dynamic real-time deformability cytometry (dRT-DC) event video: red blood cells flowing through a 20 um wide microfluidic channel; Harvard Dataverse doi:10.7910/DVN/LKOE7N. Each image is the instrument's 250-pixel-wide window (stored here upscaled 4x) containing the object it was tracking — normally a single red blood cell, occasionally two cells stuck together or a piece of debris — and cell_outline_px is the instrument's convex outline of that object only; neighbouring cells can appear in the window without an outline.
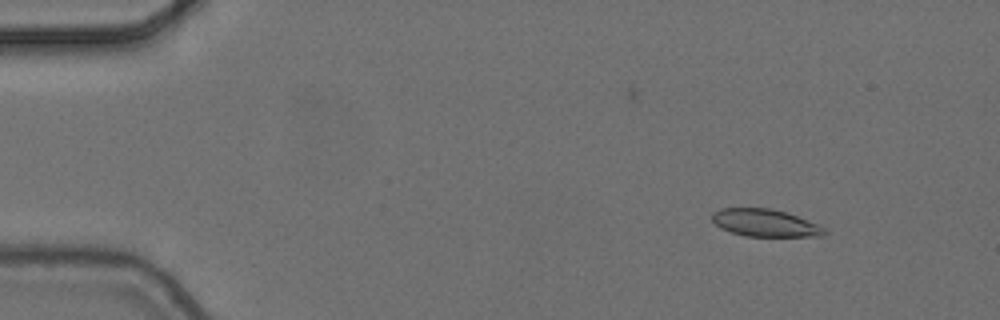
{"species": "common noctule bat (a hibernating species)", "species_latin": "Nyctalus noctula", "temperature_condition": "cold", "stored_images_in_passage": 5, "camera_frame_rate_fps": 3000, "um_per_image_px": 0.085, "animal": {"sex": "female", "body_mass_g": 24.6, "forearm_length_mm": 56.2}, "frame": {"image": 1, "passage_image": 1, "time_ms": 0.0, "image_size_px": [1000, 320], "cell_outline_px": [[828, 232], [824, 236], [744, 236], [720, 228], [712, 220], [712, 212], [720, 208], [772, 208], [820, 224]], "centroid_in_image_um": [65.04, 18.95], "position_along_channel_um": 20.0, "area_um2": 17.98}}
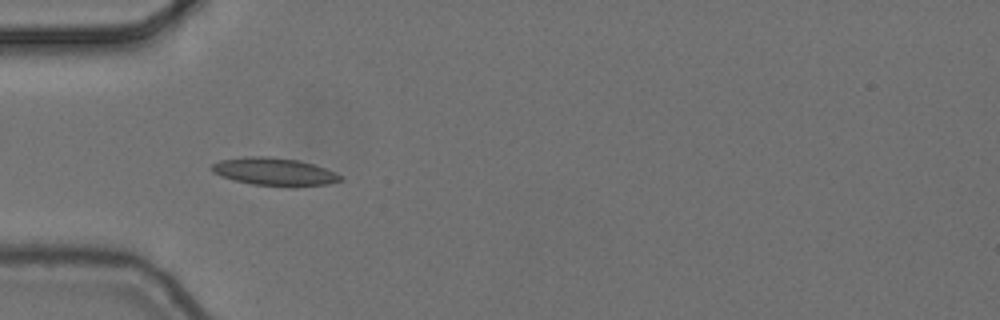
{"frame": {"image": 2, "passage_image": 4, "time_ms": 1.0, "image_size_px": [1000, 320], "cell_outline_px": [[344, 180], [328, 184], [292, 188], [252, 184], [220, 176], [212, 172], [208, 168], [212, 164], [220, 160], [244, 156], [268, 156], [296, 160], [312, 164], [336, 172], [344, 176]], "centroid_in_image_um": [23.33, 14.61], "position_along_channel_um": 61.7, "area_um2": 21.27}}
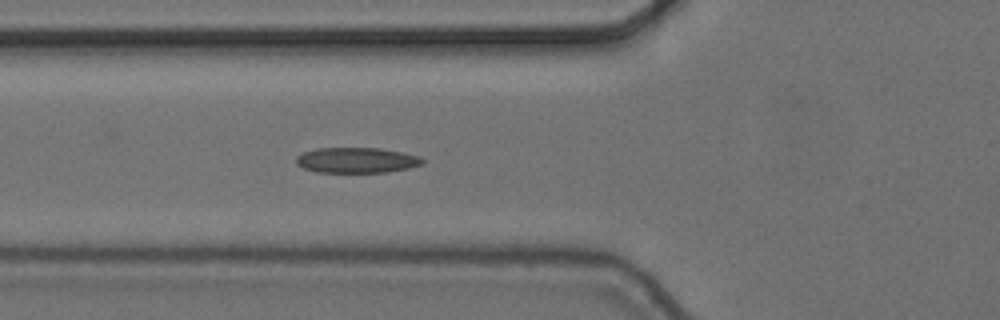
{"frame": {"image": 3, "passage_image": 5, "time_ms": 1.333, "image_size_px": [1000, 320], "cell_outline_px": [[424, 164], [408, 168], [388, 172], [316, 172], [304, 168], [296, 164], [296, 156], [304, 152], [316, 148], [380, 148], [420, 156], [424, 160]], "centroid_in_image_um": [30.31, 13.62], "position_along_channel_um": 95.5, "area_um2": 18.73}}